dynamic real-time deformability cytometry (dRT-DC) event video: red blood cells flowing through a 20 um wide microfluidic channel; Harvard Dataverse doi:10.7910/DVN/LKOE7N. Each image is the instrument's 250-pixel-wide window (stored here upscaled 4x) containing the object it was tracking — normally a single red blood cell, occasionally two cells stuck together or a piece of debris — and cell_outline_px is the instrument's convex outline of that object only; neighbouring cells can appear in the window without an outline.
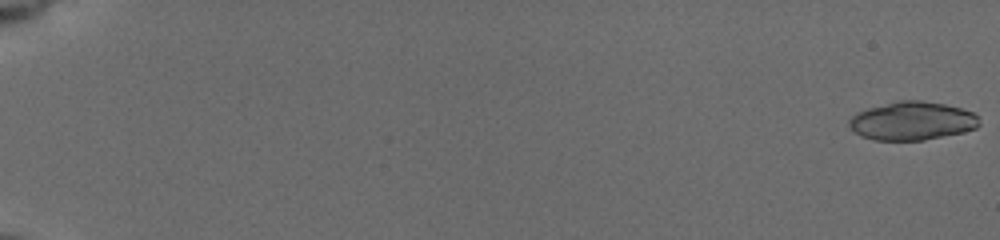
{"species": "common noctule bat (a hibernating species)", "species_latin": "Nyctalus noctula", "temperature_condition": "cold", "stored_images_in_passage": 25, "camera_frame_rate_fps": 3000, "um_per_image_px": 0.085, "animal": {"sex": "female", "body_mass_g": 19.5, "forearm_length_mm": 54.1}, "frame": {"image": 1, "passage_image": 1, "time_ms": 0.0, "image_size_px": [1000, 240], "cell_outline_px": [[980, 124], [976, 128], [964, 132], [924, 140], [872, 140], [860, 136], [848, 124], [848, 120], [856, 112], [868, 108], [900, 100], [920, 100], [944, 104], [960, 108], [972, 112], [976, 116]], "centroid_in_image_um": [77.51, 10.28], "position_along_channel_um": 7.5, "area_um2": 29.07}}
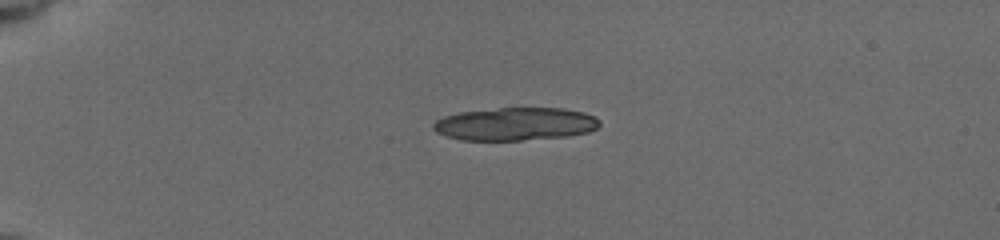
{"frame": {"image": 2, "passage_image": 16, "time_ms": 5.0, "image_size_px": [1000, 240], "cell_outline_px": [[600, 124], [596, 128], [588, 132], [568, 136], [520, 140], [460, 140], [444, 136], [436, 132], [432, 128], [432, 124], [436, 120], [444, 116], [460, 112], [500, 108], [564, 108], [584, 112], [596, 116], [600, 120]], "centroid_in_image_um": [43.79, 10.54], "position_along_channel_um": 41.2, "area_um2": 32.08}}